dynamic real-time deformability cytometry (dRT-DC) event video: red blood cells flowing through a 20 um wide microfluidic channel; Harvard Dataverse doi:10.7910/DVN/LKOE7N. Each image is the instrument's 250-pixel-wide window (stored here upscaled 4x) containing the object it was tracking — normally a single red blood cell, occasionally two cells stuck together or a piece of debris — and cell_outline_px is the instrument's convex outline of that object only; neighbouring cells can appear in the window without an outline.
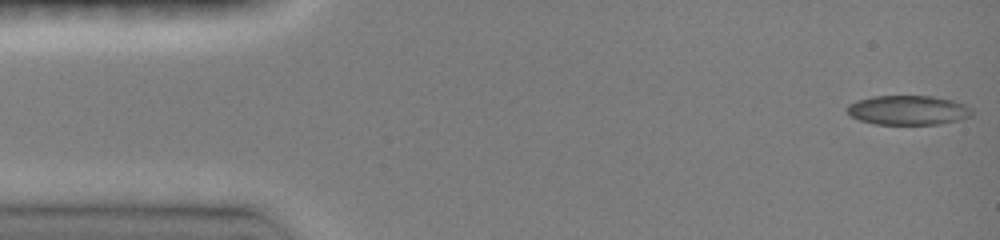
{"species": "common noctule bat (a hibernating species)", "species_latin": "Nyctalus noctula", "temperature_condition": "room temperature", "stored_images_in_passage": 5, "camera_frame_rate_fps": 3000, "um_per_image_px": 0.085, "animal": {"sex": "female", "body_mass_g": 19.0, "forearm_length_mm": 51.5}, "frame": {"image": 1, "passage_image": 1, "time_ms": 0.0, "image_size_px": [1000, 240], "cell_outline_px": [[972, 116], [960, 120], [936, 124], [876, 124], [860, 120], [852, 116], [844, 108], [848, 104], [856, 100], [872, 96], [932, 96], [952, 100], [964, 104], [972, 108]], "centroid_in_image_um": [77.18, 9.36], "position_along_channel_um": 7.8, "area_um2": 21.5}}
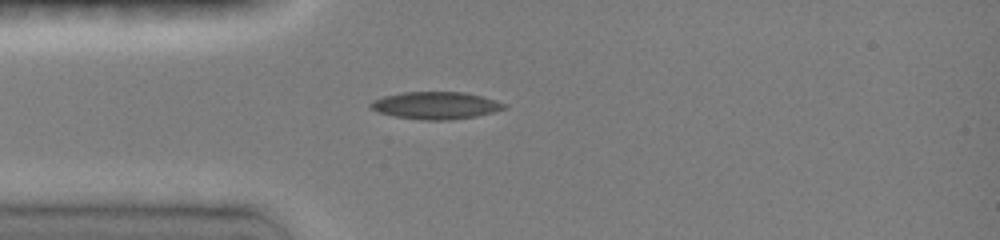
{"frame": {"image": 2, "passage_image": 5, "time_ms": 3.667, "image_size_px": [1000, 240], "cell_outline_px": [[508, 108], [476, 116], [448, 120], [420, 120], [396, 116], [380, 112], [372, 108], [368, 104], [372, 100], [384, 96], [400, 92], [464, 92], [480, 96], [504, 104]], "centroid_in_image_um": [37.0, 8.96], "position_along_channel_um": 48.0, "area_um2": 20.98}}